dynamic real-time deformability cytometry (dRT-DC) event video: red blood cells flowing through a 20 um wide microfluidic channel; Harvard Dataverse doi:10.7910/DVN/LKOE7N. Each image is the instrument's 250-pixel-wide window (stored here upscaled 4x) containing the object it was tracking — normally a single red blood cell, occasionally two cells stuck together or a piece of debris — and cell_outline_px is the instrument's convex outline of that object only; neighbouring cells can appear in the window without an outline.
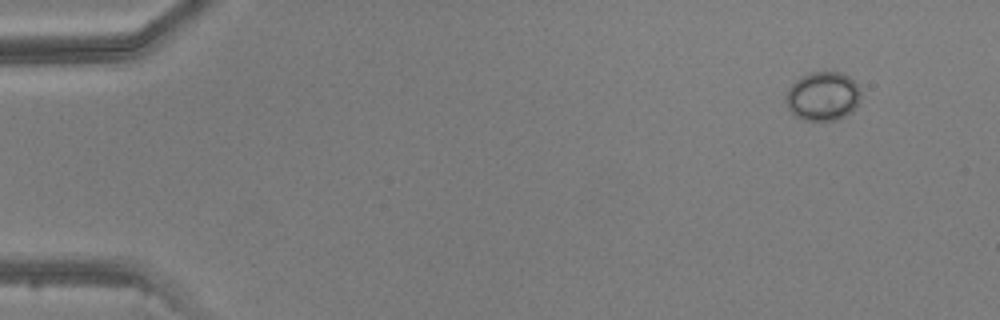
{"species": "common noctule bat (a hibernating species)", "species_latin": "Nyctalus noctula", "temperature_condition": "warm", "stored_images_in_passage": 4, "camera_frame_rate_fps": 3000, "um_per_image_px": 0.085, "animal": {"sex": "male", "body_mass_g": 20.5, "forearm_length_mm": 52.5}, "frame": {"image": 1, "passage_image": 1, "time_ms": 0.0, "image_size_px": [1000, 320], "cell_outline_px": [[860, 96], [856, 108], [852, 112], [836, 120], [804, 120], [796, 116], [788, 108], [784, 100], [788, 88], [800, 76], [812, 72], [840, 72], [848, 76], [856, 84], [860, 92]], "centroid_in_image_um": [69.92, 8.18], "position_along_channel_um": 15.1, "area_um2": 21.33}}